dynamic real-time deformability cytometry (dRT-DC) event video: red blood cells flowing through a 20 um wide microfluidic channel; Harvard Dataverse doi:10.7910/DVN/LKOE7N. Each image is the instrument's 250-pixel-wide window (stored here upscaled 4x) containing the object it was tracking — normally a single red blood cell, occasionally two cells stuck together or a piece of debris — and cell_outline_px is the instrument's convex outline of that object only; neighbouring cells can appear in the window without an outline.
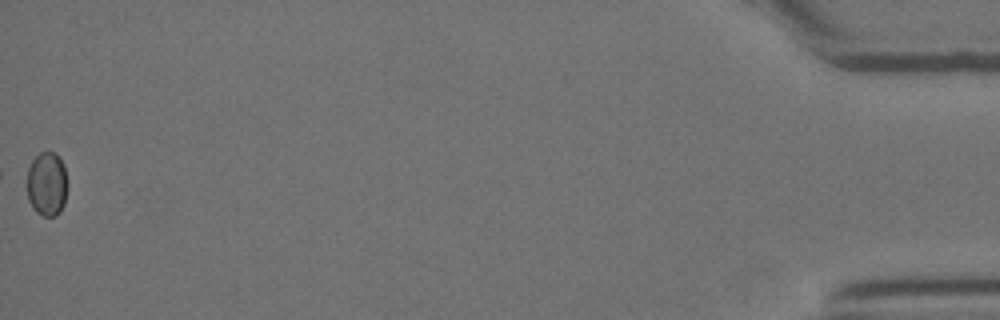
{"species": "Egyptian fruit bat (a non-hibernating species)", "species_latin": "Rousettus aegyptiacus", "temperature_condition": "room temperature", "stored_images_in_passage": 41, "camera_frame_rate_fps": 3000, "um_per_image_px": 0.085, "animal": {"sex": "female"}, "frame": {"image": 1, "passage_image": 41, "time_ms": 13.333, "image_size_px": [1000, 320], "cell_outline_px": [[68, 188], [64, 204], [60, 212], [56, 216], [44, 216], [36, 212], [32, 208], [28, 200], [24, 184], [28, 168], [32, 160], [40, 152], [56, 152], [60, 156], [64, 164], [68, 180]], "centroid_in_image_um": [3.98, 15.63], "position_along_channel_um": 431.2, "area_um2": 16.01}}